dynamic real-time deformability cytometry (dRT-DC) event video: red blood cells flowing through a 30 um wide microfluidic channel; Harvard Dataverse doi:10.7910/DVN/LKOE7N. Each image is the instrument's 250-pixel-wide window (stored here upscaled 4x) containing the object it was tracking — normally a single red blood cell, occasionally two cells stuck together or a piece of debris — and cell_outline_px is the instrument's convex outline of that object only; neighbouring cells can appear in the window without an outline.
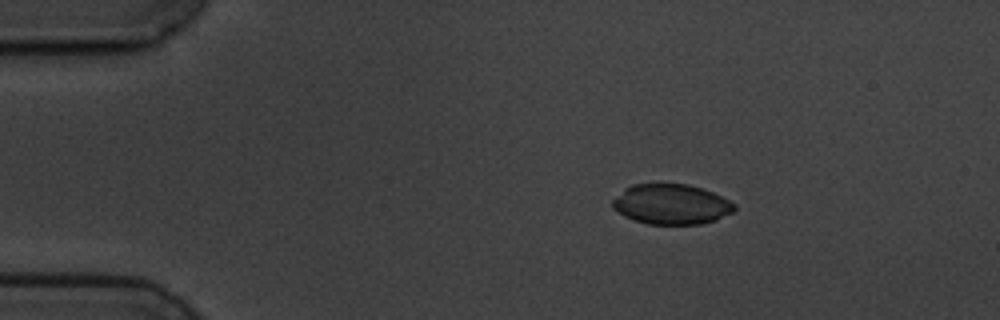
{"species": "common noctule bat (a hibernating species)", "species_latin": "Nyctalus noctula", "temperature_condition": "cold", "stored_images_in_passage": 4, "segment_of_instrument_passage": [1, 2], "camera_frame_rate_fps": 3000, "um_per_image_px": 0.085, "animal": {"sex": "male", "body_mass_g": 19.5, "forearm_length_mm": 54.6}, "frame": {"image": 1, "passage_image": 1, "time_ms": 0.0, "image_size_px": [1000, 320], "cell_outline_px": [[736, 208], [732, 212], [716, 220], [700, 224], [648, 224], [632, 220], [624, 216], [612, 208], [612, 200], [624, 188], [632, 184], [688, 184], [712, 192], [736, 204]], "centroid_in_image_um": [57.03, 17.37], "position_along_channel_um": 28.0, "area_um2": 28.55}}